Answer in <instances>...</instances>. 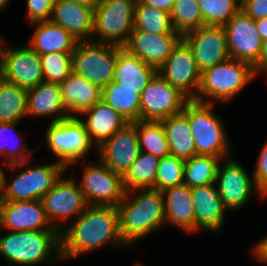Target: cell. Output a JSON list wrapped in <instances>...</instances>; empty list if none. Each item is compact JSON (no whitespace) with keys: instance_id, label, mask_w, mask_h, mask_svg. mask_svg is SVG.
<instances>
[{"instance_id":"7bdbcfd3","label":"cell","mask_w":267,"mask_h":266,"mask_svg":"<svg viewBox=\"0 0 267 266\" xmlns=\"http://www.w3.org/2000/svg\"><path fill=\"white\" fill-rule=\"evenodd\" d=\"M241 10L254 20L267 17V0H240Z\"/></svg>"},{"instance_id":"484cf974","label":"cell","mask_w":267,"mask_h":266,"mask_svg":"<svg viewBox=\"0 0 267 266\" xmlns=\"http://www.w3.org/2000/svg\"><path fill=\"white\" fill-rule=\"evenodd\" d=\"M156 74V67L143 62L137 56L129 54L124 48L118 46V59L112 81L119 83V87L139 89V95H141Z\"/></svg>"},{"instance_id":"4fadbf2b","label":"cell","mask_w":267,"mask_h":266,"mask_svg":"<svg viewBox=\"0 0 267 266\" xmlns=\"http://www.w3.org/2000/svg\"><path fill=\"white\" fill-rule=\"evenodd\" d=\"M223 161L224 164L219 165L215 183H218L216 188L227 211L238 210L246 205L253 190L260 198H265L242 164L232 157L224 158Z\"/></svg>"},{"instance_id":"7dc6e473","label":"cell","mask_w":267,"mask_h":266,"mask_svg":"<svg viewBox=\"0 0 267 266\" xmlns=\"http://www.w3.org/2000/svg\"><path fill=\"white\" fill-rule=\"evenodd\" d=\"M255 22L262 41L267 40V17L255 20Z\"/></svg>"},{"instance_id":"8fae6325","label":"cell","mask_w":267,"mask_h":266,"mask_svg":"<svg viewBox=\"0 0 267 266\" xmlns=\"http://www.w3.org/2000/svg\"><path fill=\"white\" fill-rule=\"evenodd\" d=\"M189 99L158 73L142 91L140 120L161 121L183 111Z\"/></svg>"},{"instance_id":"74e56055","label":"cell","mask_w":267,"mask_h":266,"mask_svg":"<svg viewBox=\"0 0 267 266\" xmlns=\"http://www.w3.org/2000/svg\"><path fill=\"white\" fill-rule=\"evenodd\" d=\"M204 25L223 26L240 10L241 2L237 0H197Z\"/></svg>"},{"instance_id":"1f68e13d","label":"cell","mask_w":267,"mask_h":266,"mask_svg":"<svg viewBox=\"0 0 267 266\" xmlns=\"http://www.w3.org/2000/svg\"><path fill=\"white\" fill-rule=\"evenodd\" d=\"M223 159L211 155H195L185 160L184 185L194 188L215 184L218 168Z\"/></svg>"},{"instance_id":"9c48e42d","label":"cell","mask_w":267,"mask_h":266,"mask_svg":"<svg viewBox=\"0 0 267 266\" xmlns=\"http://www.w3.org/2000/svg\"><path fill=\"white\" fill-rule=\"evenodd\" d=\"M66 170L67 168L58 161L26 168L21 170L11 183L7 182L4 172L1 201L41 200Z\"/></svg>"},{"instance_id":"816d5d0a","label":"cell","mask_w":267,"mask_h":266,"mask_svg":"<svg viewBox=\"0 0 267 266\" xmlns=\"http://www.w3.org/2000/svg\"><path fill=\"white\" fill-rule=\"evenodd\" d=\"M10 0H0V11L5 9Z\"/></svg>"},{"instance_id":"ab89813d","label":"cell","mask_w":267,"mask_h":266,"mask_svg":"<svg viewBox=\"0 0 267 266\" xmlns=\"http://www.w3.org/2000/svg\"><path fill=\"white\" fill-rule=\"evenodd\" d=\"M45 82L61 83L72 73V53L40 55Z\"/></svg>"},{"instance_id":"681fc988","label":"cell","mask_w":267,"mask_h":266,"mask_svg":"<svg viewBox=\"0 0 267 266\" xmlns=\"http://www.w3.org/2000/svg\"><path fill=\"white\" fill-rule=\"evenodd\" d=\"M3 175H4V170L0 166V201L3 195Z\"/></svg>"},{"instance_id":"bcb514c9","label":"cell","mask_w":267,"mask_h":266,"mask_svg":"<svg viewBox=\"0 0 267 266\" xmlns=\"http://www.w3.org/2000/svg\"><path fill=\"white\" fill-rule=\"evenodd\" d=\"M253 70L255 75H257L259 72H265L267 73V40L263 41L260 58L258 62L253 66Z\"/></svg>"},{"instance_id":"b9f144b4","label":"cell","mask_w":267,"mask_h":266,"mask_svg":"<svg viewBox=\"0 0 267 266\" xmlns=\"http://www.w3.org/2000/svg\"><path fill=\"white\" fill-rule=\"evenodd\" d=\"M256 187L266 197L267 196V141L260 150L258 160L253 173Z\"/></svg>"},{"instance_id":"5bb4252c","label":"cell","mask_w":267,"mask_h":266,"mask_svg":"<svg viewBox=\"0 0 267 266\" xmlns=\"http://www.w3.org/2000/svg\"><path fill=\"white\" fill-rule=\"evenodd\" d=\"M157 73L189 100H195L201 72L196 65L192 49L183 39L157 69Z\"/></svg>"},{"instance_id":"7402d4cb","label":"cell","mask_w":267,"mask_h":266,"mask_svg":"<svg viewBox=\"0 0 267 266\" xmlns=\"http://www.w3.org/2000/svg\"><path fill=\"white\" fill-rule=\"evenodd\" d=\"M95 8L76 4L69 0H56L50 21L69 31L80 40L91 39Z\"/></svg>"},{"instance_id":"f1b7e54d","label":"cell","mask_w":267,"mask_h":266,"mask_svg":"<svg viewBox=\"0 0 267 266\" xmlns=\"http://www.w3.org/2000/svg\"><path fill=\"white\" fill-rule=\"evenodd\" d=\"M164 127L170 155L188 160L196 155L192 131L188 118L181 112L161 120Z\"/></svg>"},{"instance_id":"ffe728a7","label":"cell","mask_w":267,"mask_h":266,"mask_svg":"<svg viewBox=\"0 0 267 266\" xmlns=\"http://www.w3.org/2000/svg\"><path fill=\"white\" fill-rule=\"evenodd\" d=\"M182 39L180 34H153L133 29L123 48L158 69Z\"/></svg>"},{"instance_id":"ee69618b","label":"cell","mask_w":267,"mask_h":266,"mask_svg":"<svg viewBox=\"0 0 267 266\" xmlns=\"http://www.w3.org/2000/svg\"><path fill=\"white\" fill-rule=\"evenodd\" d=\"M253 255L254 258L261 262L267 263V236L258 241L255 246H253Z\"/></svg>"},{"instance_id":"4dcf8cb0","label":"cell","mask_w":267,"mask_h":266,"mask_svg":"<svg viewBox=\"0 0 267 266\" xmlns=\"http://www.w3.org/2000/svg\"><path fill=\"white\" fill-rule=\"evenodd\" d=\"M160 158L140 152L130 169L123 176L126 192L137 189H155V180Z\"/></svg>"},{"instance_id":"e0dca14e","label":"cell","mask_w":267,"mask_h":266,"mask_svg":"<svg viewBox=\"0 0 267 266\" xmlns=\"http://www.w3.org/2000/svg\"><path fill=\"white\" fill-rule=\"evenodd\" d=\"M200 72L230 58L223 26L204 25L183 36Z\"/></svg>"},{"instance_id":"6da1fadb","label":"cell","mask_w":267,"mask_h":266,"mask_svg":"<svg viewBox=\"0 0 267 266\" xmlns=\"http://www.w3.org/2000/svg\"><path fill=\"white\" fill-rule=\"evenodd\" d=\"M107 243L126 246L119 230L118 209L88 205L72 225L60 232L61 259L93 251Z\"/></svg>"},{"instance_id":"d6a6232c","label":"cell","mask_w":267,"mask_h":266,"mask_svg":"<svg viewBox=\"0 0 267 266\" xmlns=\"http://www.w3.org/2000/svg\"><path fill=\"white\" fill-rule=\"evenodd\" d=\"M27 103L26 89L0 78V122H19L27 117Z\"/></svg>"},{"instance_id":"cb8c5ba5","label":"cell","mask_w":267,"mask_h":266,"mask_svg":"<svg viewBox=\"0 0 267 266\" xmlns=\"http://www.w3.org/2000/svg\"><path fill=\"white\" fill-rule=\"evenodd\" d=\"M27 116H50L51 123L70 117L63 104L59 83L42 82L27 90Z\"/></svg>"},{"instance_id":"4316f807","label":"cell","mask_w":267,"mask_h":266,"mask_svg":"<svg viewBox=\"0 0 267 266\" xmlns=\"http://www.w3.org/2000/svg\"><path fill=\"white\" fill-rule=\"evenodd\" d=\"M165 224L182 228L187 233L195 232V212L191 188L187 185L164 189Z\"/></svg>"},{"instance_id":"f35d334b","label":"cell","mask_w":267,"mask_h":266,"mask_svg":"<svg viewBox=\"0 0 267 266\" xmlns=\"http://www.w3.org/2000/svg\"><path fill=\"white\" fill-rule=\"evenodd\" d=\"M185 161L168 155L160 159L155 180V189L163 191L166 188L184 184Z\"/></svg>"},{"instance_id":"f6af8a7d","label":"cell","mask_w":267,"mask_h":266,"mask_svg":"<svg viewBox=\"0 0 267 266\" xmlns=\"http://www.w3.org/2000/svg\"><path fill=\"white\" fill-rule=\"evenodd\" d=\"M141 3L171 13L175 0H139Z\"/></svg>"},{"instance_id":"603a6c76","label":"cell","mask_w":267,"mask_h":266,"mask_svg":"<svg viewBox=\"0 0 267 266\" xmlns=\"http://www.w3.org/2000/svg\"><path fill=\"white\" fill-rule=\"evenodd\" d=\"M81 114L88 115L87 119H82L81 122L86 128L91 142L96 143L97 148L129 123L102 100Z\"/></svg>"},{"instance_id":"8d00e7d4","label":"cell","mask_w":267,"mask_h":266,"mask_svg":"<svg viewBox=\"0 0 267 266\" xmlns=\"http://www.w3.org/2000/svg\"><path fill=\"white\" fill-rule=\"evenodd\" d=\"M17 123L18 122H0V156L4 157V160H2V164L7 165V167L11 168V170H13V172L17 166H24V165L29 164L30 162H28V161L31 158L30 156L34 152L33 150L31 151L30 149H28V147L22 141H21L20 145L13 142V145L14 144H16V146L19 145V146H17L19 148H17L16 146L13 147V145L11 144L12 142H9L10 144L8 142H5L4 139H6V137H5L6 134L8 136L9 134L14 133L16 131L13 134V135H15L14 138L18 137L20 135V133L16 130V124ZM3 140H4V142H3ZM18 143H19V140H18ZM17 149H20V150H17ZM22 149H23V151H22ZM25 151H27L26 156L23 155Z\"/></svg>"},{"instance_id":"30bf717a","label":"cell","mask_w":267,"mask_h":266,"mask_svg":"<svg viewBox=\"0 0 267 266\" xmlns=\"http://www.w3.org/2000/svg\"><path fill=\"white\" fill-rule=\"evenodd\" d=\"M85 167L79 186L87 204L117 207L126 193L123 176L109 169L101 160L96 165Z\"/></svg>"},{"instance_id":"ac0fdd59","label":"cell","mask_w":267,"mask_h":266,"mask_svg":"<svg viewBox=\"0 0 267 266\" xmlns=\"http://www.w3.org/2000/svg\"><path fill=\"white\" fill-rule=\"evenodd\" d=\"M97 149L100 160L109 169L124 176L141 152L136 121L118 130Z\"/></svg>"},{"instance_id":"ba28073f","label":"cell","mask_w":267,"mask_h":266,"mask_svg":"<svg viewBox=\"0 0 267 266\" xmlns=\"http://www.w3.org/2000/svg\"><path fill=\"white\" fill-rule=\"evenodd\" d=\"M45 139L50 151L66 168L85 159V155L93 146L79 116H70L55 123L50 122Z\"/></svg>"},{"instance_id":"7a4b0ae2","label":"cell","mask_w":267,"mask_h":266,"mask_svg":"<svg viewBox=\"0 0 267 266\" xmlns=\"http://www.w3.org/2000/svg\"><path fill=\"white\" fill-rule=\"evenodd\" d=\"M117 209L120 234L127 246L165 225L164 194L160 190L126 192Z\"/></svg>"},{"instance_id":"5b68a950","label":"cell","mask_w":267,"mask_h":266,"mask_svg":"<svg viewBox=\"0 0 267 266\" xmlns=\"http://www.w3.org/2000/svg\"><path fill=\"white\" fill-rule=\"evenodd\" d=\"M213 105L189 100L182 113L188 118L193 133L196 155L227 158L230 155L226 131L222 120L213 113Z\"/></svg>"},{"instance_id":"44dd1931","label":"cell","mask_w":267,"mask_h":266,"mask_svg":"<svg viewBox=\"0 0 267 266\" xmlns=\"http://www.w3.org/2000/svg\"><path fill=\"white\" fill-rule=\"evenodd\" d=\"M195 212V232L198 229L220 232L225 220L226 208L219 197L216 184L191 188Z\"/></svg>"},{"instance_id":"277c9868","label":"cell","mask_w":267,"mask_h":266,"mask_svg":"<svg viewBox=\"0 0 267 266\" xmlns=\"http://www.w3.org/2000/svg\"><path fill=\"white\" fill-rule=\"evenodd\" d=\"M255 76L249 63L229 58L201 72L195 101L214 104V101L231 100Z\"/></svg>"},{"instance_id":"c3c4849f","label":"cell","mask_w":267,"mask_h":266,"mask_svg":"<svg viewBox=\"0 0 267 266\" xmlns=\"http://www.w3.org/2000/svg\"><path fill=\"white\" fill-rule=\"evenodd\" d=\"M79 5L95 8L100 0H69Z\"/></svg>"},{"instance_id":"f546056e","label":"cell","mask_w":267,"mask_h":266,"mask_svg":"<svg viewBox=\"0 0 267 266\" xmlns=\"http://www.w3.org/2000/svg\"><path fill=\"white\" fill-rule=\"evenodd\" d=\"M101 100L121 114L129 123L140 120L139 89L119 87V83L112 81L102 88Z\"/></svg>"},{"instance_id":"2e32d148","label":"cell","mask_w":267,"mask_h":266,"mask_svg":"<svg viewBox=\"0 0 267 266\" xmlns=\"http://www.w3.org/2000/svg\"><path fill=\"white\" fill-rule=\"evenodd\" d=\"M2 79L29 90L45 82L40 55L30 46L3 49Z\"/></svg>"},{"instance_id":"836d02e7","label":"cell","mask_w":267,"mask_h":266,"mask_svg":"<svg viewBox=\"0 0 267 266\" xmlns=\"http://www.w3.org/2000/svg\"><path fill=\"white\" fill-rule=\"evenodd\" d=\"M136 131L141 152L150 153L160 159L170 155L161 121H136Z\"/></svg>"},{"instance_id":"d6986e66","label":"cell","mask_w":267,"mask_h":266,"mask_svg":"<svg viewBox=\"0 0 267 266\" xmlns=\"http://www.w3.org/2000/svg\"><path fill=\"white\" fill-rule=\"evenodd\" d=\"M41 200L0 201V227L11 232L57 230L50 226Z\"/></svg>"},{"instance_id":"e575fe53","label":"cell","mask_w":267,"mask_h":266,"mask_svg":"<svg viewBox=\"0 0 267 266\" xmlns=\"http://www.w3.org/2000/svg\"><path fill=\"white\" fill-rule=\"evenodd\" d=\"M134 29L153 34H178L173 30L169 13L139 0L135 4Z\"/></svg>"},{"instance_id":"f907efd6","label":"cell","mask_w":267,"mask_h":266,"mask_svg":"<svg viewBox=\"0 0 267 266\" xmlns=\"http://www.w3.org/2000/svg\"><path fill=\"white\" fill-rule=\"evenodd\" d=\"M2 41L3 40L0 37V78L2 76V52H3V46H2V44L4 43Z\"/></svg>"},{"instance_id":"60d3db41","label":"cell","mask_w":267,"mask_h":266,"mask_svg":"<svg viewBox=\"0 0 267 266\" xmlns=\"http://www.w3.org/2000/svg\"><path fill=\"white\" fill-rule=\"evenodd\" d=\"M56 0H27V18L30 24L49 21Z\"/></svg>"},{"instance_id":"3957f363","label":"cell","mask_w":267,"mask_h":266,"mask_svg":"<svg viewBox=\"0 0 267 266\" xmlns=\"http://www.w3.org/2000/svg\"><path fill=\"white\" fill-rule=\"evenodd\" d=\"M0 254L9 265L34 266L62 260L58 230L8 232L0 237ZM54 256V257H53Z\"/></svg>"},{"instance_id":"52a82bcc","label":"cell","mask_w":267,"mask_h":266,"mask_svg":"<svg viewBox=\"0 0 267 266\" xmlns=\"http://www.w3.org/2000/svg\"><path fill=\"white\" fill-rule=\"evenodd\" d=\"M137 0H100L94 11L93 41L124 47L134 29Z\"/></svg>"},{"instance_id":"7c38bea8","label":"cell","mask_w":267,"mask_h":266,"mask_svg":"<svg viewBox=\"0 0 267 266\" xmlns=\"http://www.w3.org/2000/svg\"><path fill=\"white\" fill-rule=\"evenodd\" d=\"M41 201L49 223H54L52 226L59 232L64 228L62 221L73 215L77 219L88 206L79 184L73 178L60 177Z\"/></svg>"},{"instance_id":"9a60e30c","label":"cell","mask_w":267,"mask_h":266,"mask_svg":"<svg viewBox=\"0 0 267 266\" xmlns=\"http://www.w3.org/2000/svg\"><path fill=\"white\" fill-rule=\"evenodd\" d=\"M223 28L230 58L253 67L260 58L263 43L255 20L240 10Z\"/></svg>"},{"instance_id":"d4e9b609","label":"cell","mask_w":267,"mask_h":266,"mask_svg":"<svg viewBox=\"0 0 267 266\" xmlns=\"http://www.w3.org/2000/svg\"><path fill=\"white\" fill-rule=\"evenodd\" d=\"M59 87L63 104L70 116L81 114L101 100L102 88L73 72L59 83Z\"/></svg>"},{"instance_id":"83f0119b","label":"cell","mask_w":267,"mask_h":266,"mask_svg":"<svg viewBox=\"0 0 267 266\" xmlns=\"http://www.w3.org/2000/svg\"><path fill=\"white\" fill-rule=\"evenodd\" d=\"M32 25H36V28L29 46L39 55L74 52L79 40L65 28L50 20L35 22Z\"/></svg>"},{"instance_id":"d590c367","label":"cell","mask_w":267,"mask_h":266,"mask_svg":"<svg viewBox=\"0 0 267 266\" xmlns=\"http://www.w3.org/2000/svg\"><path fill=\"white\" fill-rule=\"evenodd\" d=\"M170 16L173 30L182 37L204 26L197 0H175Z\"/></svg>"},{"instance_id":"8992f818","label":"cell","mask_w":267,"mask_h":266,"mask_svg":"<svg viewBox=\"0 0 267 266\" xmlns=\"http://www.w3.org/2000/svg\"><path fill=\"white\" fill-rule=\"evenodd\" d=\"M117 59L118 46L80 40L72 53V72L104 88L113 80Z\"/></svg>"}]
</instances>
